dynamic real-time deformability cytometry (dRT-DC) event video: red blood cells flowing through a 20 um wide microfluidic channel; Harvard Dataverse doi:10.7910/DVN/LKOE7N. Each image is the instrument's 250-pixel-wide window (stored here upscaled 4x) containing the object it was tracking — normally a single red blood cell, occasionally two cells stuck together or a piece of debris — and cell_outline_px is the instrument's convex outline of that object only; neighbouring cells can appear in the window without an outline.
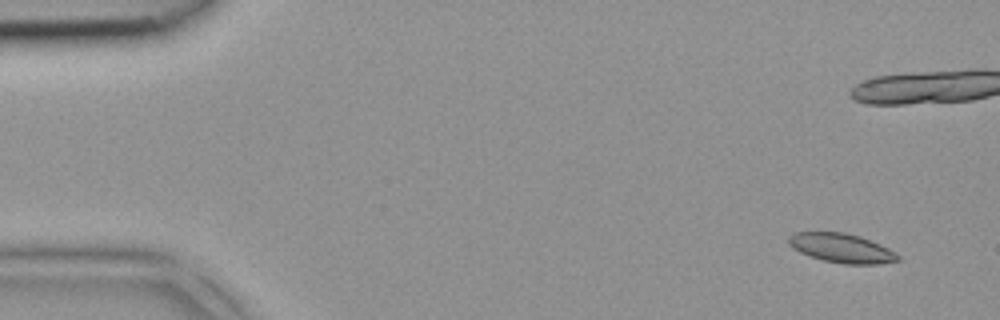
{"species": "common noctule bat (a hibernating species)", "species_latin": "Nyctalus noctula", "temperature_condition": "room temperature", "stored_images_in_passage": 5, "camera_frame_rate_fps": 3000, "um_per_image_px": 0.085, "animal": {"sex": "female", "body_mass_g": 18.4}, "frame": {"image": 1, "passage_image": 1, "time_ms": 0.0, "image_size_px": [1000, 320], "cell_outline_px": [[900, 260], [876, 264], [844, 264], [824, 260], [808, 256], [792, 248], [788, 244], [788, 236], [792, 232], [844, 232], [860, 236], [880, 244], [888, 248], [900, 256]], "centroid_in_image_um": [71.5, 21.08], "position_along_channel_um": 13.5, "area_um2": 18.67}}
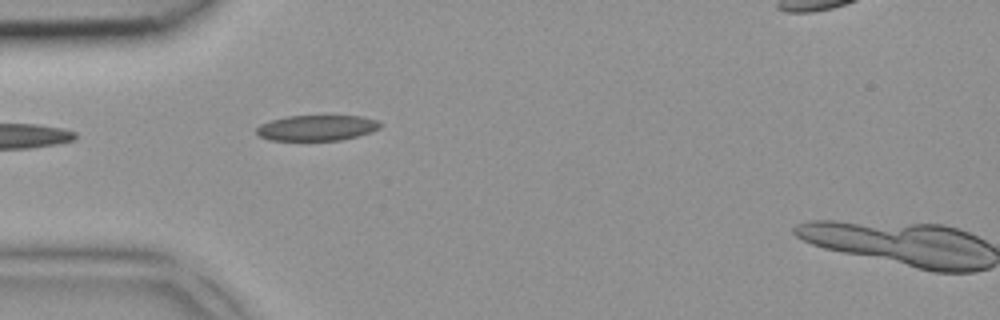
{"frame": {"image": 2, "passage_image": 4, "time_ms": 1.0, "image_size_px": [1000, 320], "cell_outline_px": [[380, 128], [372, 132], [340, 140], [272, 140], [260, 136], [256, 132], [256, 128], [260, 124], [272, 120], [288, 116], [360, 116], [380, 120]], "centroid_in_image_um": [26.96, 10.86], "position_along_channel_um": 58.0, "area_um2": 18.32}}